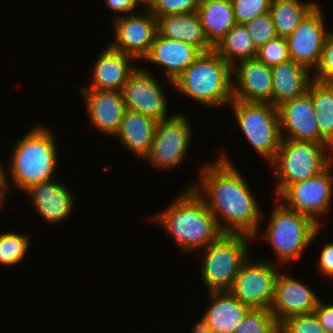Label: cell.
Here are the masks:
<instances>
[{
	"label": "cell",
	"instance_id": "obj_33",
	"mask_svg": "<svg viewBox=\"0 0 333 333\" xmlns=\"http://www.w3.org/2000/svg\"><path fill=\"white\" fill-rule=\"evenodd\" d=\"M257 49L277 37L269 12L257 16L244 24Z\"/></svg>",
	"mask_w": 333,
	"mask_h": 333
},
{
	"label": "cell",
	"instance_id": "obj_26",
	"mask_svg": "<svg viewBox=\"0 0 333 333\" xmlns=\"http://www.w3.org/2000/svg\"><path fill=\"white\" fill-rule=\"evenodd\" d=\"M197 14L207 41L213 47L236 24L231 0H201Z\"/></svg>",
	"mask_w": 333,
	"mask_h": 333
},
{
	"label": "cell",
	"instance_id": "obj_25",
	"mask_svg": "<svg viewBox=\"0 0 333 333\" xmlns=\"http://www.w3.org/2000/svg\"><path fill=\"white\" fill-rule=\"evenodd\" d=\"M157 121L141 113L126 110L116 137L128 151L144 159L150 152Z\"/></svg>",
	"mask_w": 333,
	"mask_h": 333
},
{
	"label": "cell",
	"instance_id": "obj_37",
	"mask_svg": "<svg viewBox=\"0 0 333 333\" xmlns=\"http://www.w3.org/2000/svg\"><path fill=\"white\" fill-rule=\"evenodd\" d=\"M313 79L320 82H333V32L328 34L322 50L321 60Z\"/></svg>",
	"mask_w": 333,
	"mask_h": 333
},
{
	"label": "cell",
	"instance_id": "obj_32",
	"mask_svg": "<svg viewBox=\"0 0 333 333\" xmlns=\"http://www.w3.org/2000/svg\"><path fill=\"white\" fill-rule=\"evenodd\" d=\"M201 0H149L147 7L157 18L181 13L197 12Z\"/></svg>",
	"mask_w": 333,
	"mask_h": 333
},
{
	"label": "cell",
	"instance_id": "obj_14",
	"mask_svg": "<svg viewBox=\"0 0 333 333\" xmlns=\"http://www.w3.org/2000/svg\"><path fill=\"white\" fill-rule=\"evenodd\" d=\"M147 70L137 67L124 85L122 93L126 109L162 121L170 117L168 99L161 83Z\"/></svg>",
	"mask_w": 333,
	"mask_h": 333
},
{
	"label": "cell",
	"instance_id": "obj_44",
	"mask_svg": "<svg viewBox=\"0 0 333 333\" xmlns=\"http://www.w3.org/2000/svg\"><path fill=\"white\" fill-rule=\"evenodd\" d=\"M4 200H5V198H3V197H0V207H2V206H3Z\"/></svg>",
	"mask_w": 333,
	"mask_h": 333
},
{
	"label": "cell",
	"instance_id": "obj_11",
	"mask_svg": "<svg viewBox=\"0 0 333 333\" xmlns=\"http://www.w3.org/2000/svg\"><path fill=\"white\" fill-rule=\"evenodd\" d=\"M267 261L248 258L228 290L234 297L250 308L270 309L277 277L282 269Z\"/></svg>",
	"mask_w": 333,
	"mask_h": 333
},
{
	"label": "cell",
	"instance_id": "obj_10",
	"mask_svg": "<svg viewBox=\"0 0 333 333\" xmlns=\"http://www.w3.org/2000/svg\"><path fill=\"white\" fill-rule=\"evenodd\" d=\"M332 162L319 174L291 184L277 199L287 208L310 217L321 225L318 216L330 212L333 203ZM281 198V199H280Z\"/></svg>",
	"mask_w": 333,
	"mask_h": 333
},
{
	"label": "cell",
	"instance_id": "obj_45",
	"mask_svg": "<svg viewBox=\"0 0 333 333\" xmlns=\"http://www.w3.org/2000/svg\"><path fill=\"white\" fill-rule=\"evenodd\" d=\"M149 0H141L142 5H145Z\"/></svg>",
	"mask_w": 333,
	"mask_h": 333
},
{
	"label": "cell",
	"instance_id": "obj_3",
	"mask_svg": "<svg viewBox=\"0 0 333 333\" xmlns=\"http://www.w3.org/2000/svg\"><path fill=\"white\" fill-rule=\"evenodd\" d=\"M55 140L52 129L44 125L29 129L12 150L6 169L9 172L6 174L7 188H10L7 177H11L13 187L23 193L34 184L53 180L59 162Z\"/></svg>",
	"mask_w": 333,
	"mask_h": 333
},
{
	"label": "cell",
	"instance_id": "obj_22",
	"mask_svg": "<svg viewBox=\"0 0 333 333\" xmlns=\"http://www.w3.org/2000/svg\"><path fill=\"white\" fill-rule=\"evenodd\" d=\"M210 303L202 315L215 333H235L251 309L229 291L208 292Z\"/></svg>",
	"mask_w": 333,
	"mask_h": 333
},
{
	"label": "cell",
	"instance_id": "obj_38",
	"mask_svg": "<svg viewBox=\"0 0 333 333\" xmlns=\"http://www.w3.org/2000/svg\"><path fill=\"white\" fill-rule=\"evenodd\" d=\"M317 262L319 274L328 278H333V242L324 244Z\"/></svg>",
	"mask_w": 333,
	"mask_h": 333
},
{
	"label": "cell",
	"instance_id": "obj_16",
	"mask_svg": "<svg viewBox=\"0 0 333 333\" xmlns=\"http://www.w3.org/2000/svg\"><path fill=\"white\" fill-rule=\"evenodd\" d=\"M232 79H234L232 80L233 100L272 103V71L257 58L235 63L232 66Z\"/></svg>",
	"mask_w": 333,
	"mask_h": 333
},
{
	"label": "cell",
	"instance_id": "obj_2",
	"mask_svg": "<svg viewBox=\"0 0 333 333\" xmlns=\"http://www.w3.org/2000/svg\"><path fill=\"white\" fill-rule=\"evenodd\" d=\"M153 220L184 253L204 249L224 234L205 201L190 185Z\"/></svg>",
	"mask_w": 333,
	"mask_h": 333
},
{
	"label": "cell",
	"instance_id": "obj_18",
	"mask_svg": "<svg viewBox=\"0 0 333 333\" xmlns=\"http://www.w3.org/2000/svg\"><path fill=\"white\" fill-rule=\"evenodd\" d=\"M89 122L100 133L115 136L120 129L126 104L122 91L83 89Z\"/></svg>",
	"mask_w": 333,
	"mask_h": 333
},
{
	"label": "cell",
	"instance_id": "obj_34",
	"mask_svg": "<svg viewBox=\"0 0 333 333\" xmlns=\"http://www.w3.org/2000/svg\"><path fill=\"white\" fill-rule=\"evenodd\" d=\"M256 58L272 68L290 60L286 39L277 36L257 50Z\"/></svg>",
	"mask_w": 333,
	"mask_h": 333
},
{
	"label": "cell",
	"instance_id": "obj_36",
	"mask_svg": "<svg viewBox=\"0 0 333 333\" xmlns=\"http://www.w3.org/2000/svg\"><path fill=\"white\" fill-rule=\"evenodd\" d=\"M279 326L284 333H329L321 326L315 313L287 317Z\"/></svg>",
	"mask_w": 333,
	"mask_h": 333
},
{
	"label": "cell",
	"instance_id": "obj_39",
	"mask_svg": "<svg viewBox=\"0 0 333 333\" xmlns=\"http://www.w3.org/2000/svg\"><path fill=\"white\" fill-rule=\"evenodd\" d=\"M315 315L320 321L321 326L329 333H333V303H325L319 299Z\"/></svg>",
	"mask_w": 333,
	"mask_h": 333
},
{
	"label": "cell",
	"instance_id": "obj_24",
	"mask_svg": "<svg viewBox=\"0 0 333 333\" xmlns=\"http://www.w3.org/2000/svg\"><path fill=\"white\" fill-rule=\"evenodd\" d=\"M271 71L273 77L271 104L275 107L305 94L313 80V74L309 69L291 59L273 66Z\"/></svg>",
	"mask_w": 333,
	"mask_h": 333
},
{
	"label": "cell",
	"instance_id": "obj_5",
	"mask_svg": "<svg viewBox=\"0 0 333 333\" xmlns=\"http://www.w3.org/2000/svg\"><path fill=\"white\" fill-rule=\"evenodd\" d=\"M331 144L311 141L281 140L280 147L269 163L273 167L277 198L296 182L314 177L333 162Z\"/></svg>",
	"mask_w": 333,
	"mask_h": 333
},
{
	"label": "cell",
	"instance_id": "obj_42",
	"mask_svg": "<svg viewBox=\"0 0 333 333\" xmlns=\"http://www.w3.org/2000/svg\"><path fill=\"white\" fill-rule=\"evenodd\" d=\"M6 190L7 184H6V172L4 170V167H2V164L0 162V197L5 198L6 196Z\"/></svg>",
	"mask_w": 333,
	"mask_h": 333
},
{
	"label": "cell",
	"instance_id": "obj_31",
	"mask_svg": "<svg viewBox=\"0 0 333 333\" xmlns=\"http://www.w3.org/2000/svg\"><path fill=\"white\" fill-rule=\"evenodd\" d=\"M278 326L270 309L251 308L235 333H272Z\"/></svg>",
	"mask_w": 333,
	"mask_h": 333
},
{
	"label": "cell",
	"instance_id": "obj_12",
	"mask_svg": "<svg viewBox=\"0 0 333 333\" xmlns=\"http://www.w3.org/2000/svg\"><path fill=\"white\" fill-rule=\"evenodd\" d=\"M146 9V10H145ZM144 14L133 13L113 18L114 41L109 45L143 61L157 34V18L145 7Z\"/></svg>",
	"mask_w": 333,
	"mask_h": 333
},
{
	"label": "cell",
	"instance_id": "obj_17",
	"mask_svg": "<svg viewBox=\"0 0 333 333\" xmlns=\"http://www.w3.org/2000/svg\"><path fill=\"white\" fill-rule=\"evenodd\" d=\"M291 276L281 270L276 280L270 311L278 324L290 316L314 313L319 301L307 284Z\"/></svg>",
	"mask_w": 333,
	"mask_h": 333
},
{
	"label": "cell",
	"instance_id": "obj_6",
	"mask_svg": "<svg viewBox=\"0 0 333 333\" xmlns=\"http://www.w3.org/2000/svg\"><path fill=\"white\" fill-rule=\"evenodd\" d=\"M320 229L321 226L310 217L287 208L279 201L271 211L264 236H260L273 248L277 257L276 264L285 267L288 262L291 263L302 255L318 236Z\"/></svg>",
	"mask_w": 333,
	"mask_h": 333
},
{
	"label": "cell",
	"instance_id": "obj_13",
	"mask_svg": "<svg viewBox=\"0 0 333 333\" xmlns=\"http://www.w3.org/2000/svg\"><path fill=\"white\" fill-rule=\"evenodd\" d=\"M322 11L317 4L299 23V26L285 38L290 59L310 71L319 65L325 40L330 33L325 28Z\"/></svg>",
	"mask_w": 333,
	"mask_h": 333
},
{
	"label": "cell",
	"instance_id": "obj_35",
	"mask_svg": "<svg viewBox=\"0 0 333 333\" xmlns=\"http://www.w3.org/2000/svg\"><path fill=\"white\" fill-rule=\"evenodd\" d=\"M272 0H231L236 23L245 24L269 12Z\"/></svg>",
	"mask_w": 333,
	"mask_h": 333
},
{
	"label": "cell",
	"instance_id": "obj_29",
	"mask_svg": "<svg viewBox=\"0 0 333 333\" xmlns=\"http://www.w3.org/2000/svg\"><path fill=\"white\" fill-rule=\"evenodd\" d=\"M307 92L312 98L318 130L333 146V82L313 79Z\"/></svg>",
	"mask_w": 333,
	"mask_h": 333
},
{
	"label": "cell",
	"instance_id": "obj_9",
	"mask_svg": "<svg viewBox=\"0 0 333 333\" xmlns=\"http://www.w3.org/2000/svg\"><path fill=\"white\" fill-rule=\"evenodd\" d=\"M192 131L188 118L181 113L157 121L152 146L144 160L156 169L176 168L188 156Z\"/></svg>",
	"mask_w": 333,
	"mask_h": 333
},
{
	"label": "cell",
	"instance_id": "obj_27",
	"mask_svg": "<svg viewBox=\"0 0 333 333\" xmlns=\"http://www.w3.org/2000/svg\"><path fill=\"white\" fill-rule=\"evenodd\" d=\"M300 0H272L269 13L277 36L287 38L305 16L319 3Z\"/></svg>",
	"mask_w": 333,
	"mask_h": 333
},
{
	"label": "cell",
	"instance_id": "obj_41",
	"mask_svg": "<svg viewBox=\"0 0 333 333\" xmlns=\"http://www.w3.org/2000/svg\"><path fill=\"white\" fill-rule=\"evenodd\" d=\"M193 326L191 333H215L203 316L199 322L195 323Z\"/></svg>",
	"mask_w": 333,
	"mask_h": 333
},
{
	"label": "cell",
	"instance_id": "obj_19",
	"mask_svg": "<svg viewBox=\"0 0 333 333\" xmlns=\"http://www.w3.org/2000/svg\"><path fill=\"white\" fill-rule=\"evenodd\" d=\"M201 54L202 52L191 44L171 40L157 33L143 60L161 66L165 82L173 89V83Z\"/></svg>",
	"mask_w": 333,
	"mask_h": 333
},
{
	"label": "cell",
	"instance_id": "obj_21",
	"mask_svg": "<svg viewBox=\"0 0 333 333\" xmlns=\"http://www.w3.org/2000/svg\"><path fill=\"white\" fill-rule=\"evenodd\" d=\"M96 60L89 77L91 83L83 89L122 91L138 67L133 63L136 61L134 57L113 49L109 44Z\"/></svg>",
	"mask_w": 333,
	"mask_h": 333
},
{
	"label": "cell",
	"instance_id": "obj_7",
	"mask_svg": "<svg viewBox=\"0 0 333 333\" xmlns=\"http://www.w3.org/2000/svg\"><path fill=\"white\" fill-rule=\"evenodd\" d=\"M254 239L245 234H223L202 253V280L211 291H228L243 263L248 259V243Z\"/></svg>",
	"mask_w": 333,
	"mask_h": 333
},
{
	"label": "cell",
	"instance_id": "obj_15",
	"mask_svg": "<svg viewBox=\"0 0 333 333\" xmlns=\"http://www.w3.org/2000/svg\"><path fill=\"white\" fill-rule=\"evenodd\" d=\"M278 113L283 139L330 144L318 130L316 113L308 92L283 102L278 106Z\"/></svg>",
	"mask_w": 333,
	"mask_h": 333
},
{
	"label": "cell",
	"instance_id": "obj_30",
	"mask_svg": "<svg viewBox=\"0 0 333 333\" xmlns=\"http://www.w3.org/2000/svg\"><path fill=\"white\" fill-rule=\"evenodd\" d=\"M30 236L3 232L0 234V265L13 267L21 262L29 249Z\"/></svg>",
	"mask_w": 333,
	"mask_h": 333
},
{
	"label": "cell",
	"instance_id": "obj_4",
	"mask_svg": "<svg viewBox=\"0 0 333 333\" xmlns=\"http://www.w3.org/2000/svg\"><path fill=\"white\" fill-rule=\"evenodd\" d=\"M232 66L214 50L202 53L173 83V90L206 107L233 100Z\"/></svg>",
	"mask_w": 333,
	"mask_h": 333
},
{
	"label": "cell",
	"instance_id": "obj_43",
	"mask_svg": "<svg viewBox=\"0 0 333 333\" xmlns=\"http://www.w3.org/2000/svg\"><path fill=\"white\" fill-rule=\"evenodd\" d=\"M272 333H284V331L280 326H278Z\"/></svg>",
	"mask_w": 333,
	"mask_h": 333
},
{
	"label": "cell",
	"instance_id": "obj_20",
	"mask_svg": "<svg viewBox=\"0 0 333 333\" xmlns=\"http://www.w3.org/2000/svg\"><path fill=\"white\" fill-rule=\"evenodd\" d=\"M66 184L50 180L34 184L25 191L35 211L49 224L60 223L74 211L75 197ZM73 210V211H72Z\"/></svg>",
	"mask_w": 333,
	"mask_h": 333
},
{
	"label": "cell",
	"instance_id": "obj_8",
	"mask_svg": "<svg viewBox=\"0 0 333 333\" xmlns=\"http://www.w3.org/2000/svg\"><path fill=\"white\" fill-rule=\"evenodd\" d=\"M229 105L247 142L270 163L282 140L278 107L239 100H232Z\"/></svg>",
	"mask_w": 333,
	"mask_h": 333
},
{
	"label": "cell",
	"instance_id": "obj_1",
	"mask_svg": "<svg viewBox=\"0 0 333 333\" xmlns=\"http://www.w3.org/2000/svg\"><path fill=\"white\" fill-rule=\"evenodd\" d=\"M218 157L200 168L199 181L191 187L205 201L224 234L256 238L263 219L256 197L223 150Z\"/></svg>",
	"mask_w": 333,
	"mask_h": 333
},
{
	"label": "cell",
	"instance_id": "obj_28",
	"mask_svg": "<svg viewBox=\"0 0 333 333\" xmlns=\"http://www.w3.org/2000/svg\"><path fill=\"white\" fill-rule=\"evenodd\" d=\"M213 50L228 64L256 58L257 48L244 24L236 23ZM236 61V62H235Z\"/></svg>",
	"mask_w": 333,
	"mask_h": 333
},
{
	"label": "cell",
	"instance_id": "obj_23",
	"mask_svg": "<svg viewBox=\"0 0 333 333\" xmlns=\"http://www.w3.org/2000/svg\"><path fill=\"white\" fill-rule=\"evenodd\" d=\"M157 33L171 40L191 44L202 53L214 48L207 41L197 12L157 17Z\"/></svg>",
	"mask_w": 333,
	"mask_h": 333
},
{
	"label": "cell",
	"instance_id": "obj_40",
	"mask_svg": "<svg viewBox=\"0 0 333 333\" xmlns=\"http://www.w3.org/2000/svg\"><path fill=\"white\" fill-rule=\"evenodd\" d=\"M105 2L110 9L118 13L113 18L135 13L138 5L142 3L140 0H105Z\"/></svg>",
	"mask_w": 333,
	"mask_h": 333
}]
</instances>
